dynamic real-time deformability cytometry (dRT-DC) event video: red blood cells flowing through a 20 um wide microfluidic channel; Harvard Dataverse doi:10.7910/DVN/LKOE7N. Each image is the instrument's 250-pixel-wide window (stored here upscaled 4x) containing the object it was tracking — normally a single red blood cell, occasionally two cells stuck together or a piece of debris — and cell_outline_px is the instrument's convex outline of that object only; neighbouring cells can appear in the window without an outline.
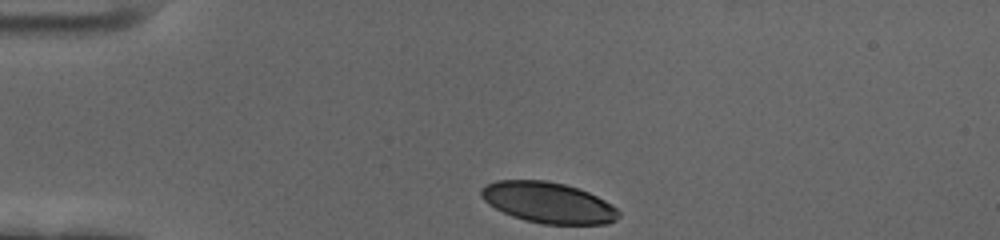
{"species": "human", "species_latin": "Homo sapiens", "temperature_condition": "cold", "stored_images_in_passage": 36, "camera_frame_rate_fps": 3000, "um_per_image_px": 0.085, "donor": {"sex": "female"}, "frame": {"image": 1, "passage_image": 1, "time_ms": 0.0, "image_size_px": [1000, 240], "cell_outline_px": [[620, 216], [616, 220], [608, 224], [540, 224], [524, 220], [512, 216], [488, 204], [480, 196], [480, 188], [484, 184], [496, 180], [544, 180], [564, 184], [588, 192], [604, 200], [616, 208], [620, 212]], "centroid_in_image_um": [46.57, 17.22], "position_along_channel_um": 38.4, "area_um2": 32.83}}
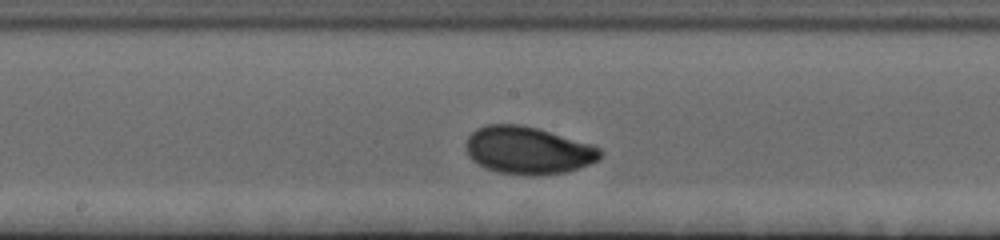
{"frame": {"image": 2, "passage_image": 19, "time_ms": 6.0, "image_size_px": [1000, 240], "cell_outline_px": [[600, 160], [564, 172], [496, 172], [484, 168], [472, 160], [468, 156], [468, 136], [476, 128], [484, 124], [520, 124], [536, 128], [592, 144], [600, 148]], "centroid_in_image_um": [44.85, 12.72], "position_along_channel_um": 203.4, "area_um2": 36.01}}
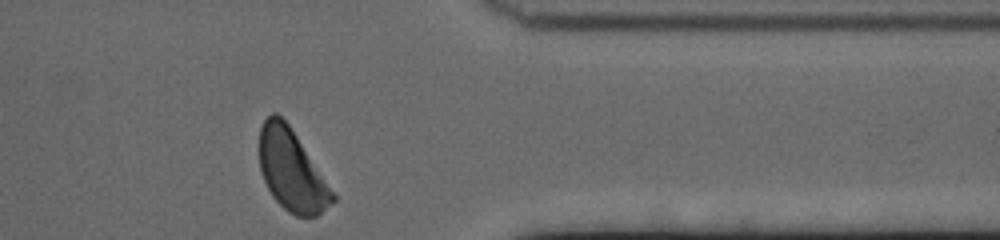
{"frame": {"image": 3, "passage_image": 36, "time_ms": 11.667, "image_size_px": [1000, 240], "cell_outline_px": [[336, 200], [316, 216], [296, 216], [288, 212], [272, 196], [260, 172], [260, 128], [264, 120], [272, 112], [276, 112], [288, 124], [336, 196]], "centroid_in_image_um": [24.77, 14.5], "position_along_channel_um": 386.6, "area_um2": 33.93}, "authors_computed_cell_mechanics": {"area_um2": 35.6626, "velocity_mm_per_s": 3.4314, "shape_relaxation_time_tau1_ms": 5.4328, "shape_relaxation_time_tau2_ms": 10.7572, "deformation_change_tau1": 0.1814, "deformation_change_tau2": 0.123}}